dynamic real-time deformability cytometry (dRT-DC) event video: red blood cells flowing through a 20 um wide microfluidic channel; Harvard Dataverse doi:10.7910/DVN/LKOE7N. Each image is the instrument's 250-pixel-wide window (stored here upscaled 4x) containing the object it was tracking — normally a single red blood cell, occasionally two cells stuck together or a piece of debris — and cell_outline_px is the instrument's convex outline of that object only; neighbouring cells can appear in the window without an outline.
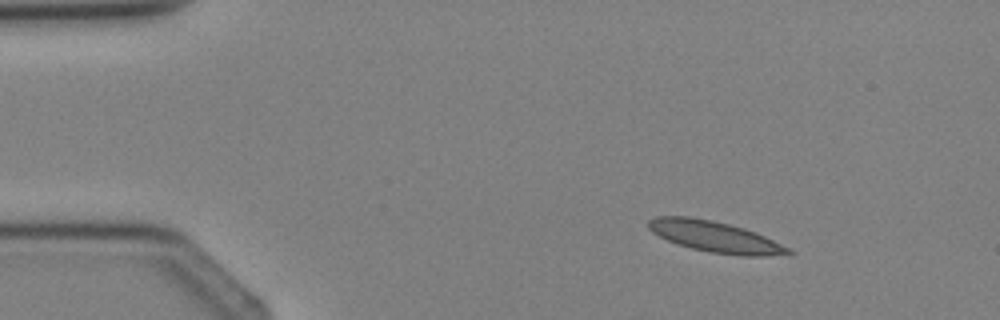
{"species": "Egyptian fruit bat (a non-hibernating species)", "species_latin": "Rousettus aegyptiacus", "temperature_condition": "cold", "stored_images_in_passage": 2, "camera_frame_rate_fps": 3000, "um_per_image_px": 0.085, "animal": {"sex": "female"}, "frame": {"image": 1, "passage_image": 1, "time_ms": 0.0, "image_size_px": [1000, 320], "cell_outline_px": [[796, 252], [764, 256], [740, 256], [712, 252], [692, 248], [668, 240], [652, 232], [648, 228], [648, 220], [656, 216], [688, 216], [712, 220], [744, 228], [756, 232]], "centroid_in_image_um": [60.75, 20.11], "position_along_channel_um": 24.3, "area_um2": 24.85}}